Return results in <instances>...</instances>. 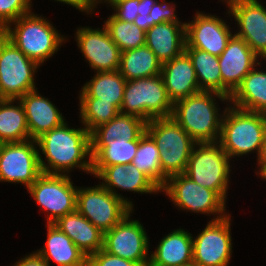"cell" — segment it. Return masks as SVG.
Returning <instances> with one entry per match:
<instances>
[{
  "label": "cell",
  "instance_id": "36",
  "mask_svg": "<svg viewBox=\"0 0 266 266\" xmlns=\"http://www.w3.org/2000/svg\"><path fill=\"white\" fill-rule=\"evenodd\" d=\"M31 0H0V32L19 17L33 11Z\"/></svg>",
  "mask_w": 266,
  "mask_h": 266
},
{
  "label": "cell",
  "instance_id": "4",
  "mask_svg": "<svg viewBox=\"0 0 266 266\" xmlns=\"http://www.w3.org/2000/svg\"><path fill=\"white\" fill-rule=\"evenodd\" d=\"M263 142L260 112L242 110L229 104L222 119L218 143L232 162L252 153L257 155V159Z\"/></svg>",
  "mask_w": 266,
  "mask_h": 266
},
{
  "label": "cell",
  "instance_id": "6",
  "mask_svg": "<svg viewBox=\"0 0 266 266\" xmlns=\"http://www.w3.org/2000/svg\"><path fill=\"white\" fill-rule=\"evenodd\" d=\"M146 132L156 142L162 173L167 177L184 174L196 142L173 119L154 118L146 123Z\"/></svg>",
  "mask_w": 266,
  "mask_h": 266
},
{
  "label": "cell",
  "instance_id": "28",
  "mask_svg": "<svg viewBox=\"0 0 266 266\" xmlns=\"http://www.w3.org/2000/svg\"><path fill=\"white\" fill-rule=\"evenodd\" d=\"M92 73L94 75L83 83L77 98H97V102L114 103L120 109L127 80L118 70Z\"/></svg>",
  "mask_w": 266,
  "mask_h": 266
},
{
  "label": "cell",
  "instance_id": "46",
  "mask_svg": "<svg viewBox=\"0 0 266 266\" xmlns=\"http://www.w3.org/2000/svg\"><path fill=\"white\" fill-rule=\"evenodd\" d=\"M4 98L1 96V94H0V102L3 100Z\"/></svg>",
  "mask_w": 266,
  "mask_h": 266
},
{
  "label": "cell",
  "instance_id": "14",
  "mask_svg": "<svg viewBox=\"0 0 266 266\" xmlns=\"http://www.w3.org/2000/svg\"><path fill=\"white\" fill-rule=\"evenodd\" d=\"M226 14L235 21L234 35L243 39L255 54L266 61V7L259 0H218ZM264 5V6H263ZM228 15V16H227ZM236 30V31H235Z\"/></svg>",
  "mask_w": 266,
  "mask_h": 266
},
{
  "label": "cell",
  "instance_id": "12",
  "mask_svg": "<svg viewBox=\"0 0 266 266\" xmlns=\"http://www.w3.org/2000/svg\"><path fill=\"white\" fill-rule=\"evenodd\" d=\"M134 210L128 213L111 230L103 233V250L124 259L148 266L150 261V238ZM133 218V219H132Z\"/></svg>",
  "mask_w": 266,
  "mask_h": 266
},
{
  "label": "cell",
  "instance_id": "41",
  "mask_svg": "<svg viewBox=\"0 0 266 266\" xmlns=\"http://www.w3.org/2000/svg\"><path fill=\"white\" fill-rule=\"evenodd\" d=\"M20 258L11 266H50L36 251L28 252Z\"/></svg>",
  "mask_w": 266,
  "mask_h": 266
},
{
  "label": "cell",
  "instance_id": "29",
  "mask_svg": "<svg viewBox=\"0 0 266 266\" xmlns=\"http://www.w3.org/2000/svg\"><path fill=\"white\" fill-rule=\"evenodd\" d=\"M30 140L26 115L19 99L0 102V144Z\"/></svg>",
  "mask_w": 266,
  "mask_h": 266
},
{
  "label": "cell",
  "instance_id": "26",
  "mask_svg": "<svg viewBox=\"0 0 266 266\" xmlns=\"http://www.w3.org/2000/svg\"><path fill=\"white\" fill-rule=\"evenodd\" d=\"M260 61L231 94L230 105L242 110L266 111V65Z\"/></svg>",
  "mask_w": 266,
  "mask_h": 266
},
{
  "label": "cell",
  "instance_id": "10",
  "mask_svg": "<svg viewBox=\"0 0 266 266\" xmlns=\"http://www.w3.org/2000/svg\"><path fill=\"white\" fill-rule=\"evenodd\" d=\"M70 175L42 173L27 188L29 197L45 213L46 224L55 223L60 217L76 210L78 186L74 185Z\"/></svg>",
  "mask_w": 266,
  "mask_h": 266
},
{
  "label": "cell",
  "instance_id": "45",
  "mask_svg": "<svg viewBox=\"0 0 266 266\" xmlns=\"http://www.w3.org/2000/svg\"><path fill=\"white\" fill-rule=\"evenodd\" d=\"M260 119L262 122V128L264 132V139H266V111H261L260 112Z\"/></svg>",
  "mask_w": 266,
  "mask_h": 266
},
{
  "label": "cell",
  "instance_id": "44",
  "mask_svg": "<svg viewBox=\"0 0 266 266\" xmlns=\"http://www.w3.org/2000/svg\"><path fill=\"white\" fill-rule=\"evenodd\" d=\"M115 1H119V0H94L93 15L95 14V12H97L99 14V12L96 9H98V8L101 9V7H100L101 5L105 4L106 5L105 7L108 8Z\"/></svg>",
  "mask_w": 266,
  "mask_h": 266
},
{
  "label": "cell",
  "instance_id": "15",
  "mask_svg": "<svg viewBox=\"0 0 266 266\" xmlns=\"http://www.w3.org/2000/svg\"><path fill=\"white\" fill-rule=\"evenodd\" d=\"M41 174L36 140L0 144V183L27 189Z\"/></svg>",
  "mask_w": 266,
  "mask_h": 266
},
{
  "label": "cell",
  "instance_id": "18",
  "mask_svg": "<svg viewBox=\"0 0 266 266\" xmlns=\"http://www.w3.org/2000/svg\"><path fill=\"white\" fill-rule=\"evenodd\" d=\"M95 179L100 180L99 183L105 189L123 200L132 210H135L134 201L121 193L126 191L140 195L161 194V189L132 163L106 166Z\"/></svg>",
  "mask_w": 266,
  "mask_h": 266
},
{
  "label": "cell",
  "instance_id": "38",
  "mask_svg": "<svg viewBox=\"0 0 266 266\" xmlns=\"http://www.w3.org/2000/svg\"><path fill=\"white\" fill-rule=\"evenodd\" d=\"M112 15L120 20L129 22L139 21V0H119L111 4Z\"/></svg>",
  "mask_w": 266,
  "mask_h": 266
},
{
  "label": "cell",
  "instance_id": "23",
  "mask_svg": "<svg viewBox=\"0 0 266 266\" xmlns=\"http://www.w3.org/2000/svg\"><path fill=\"white\" fill-rule=\"evenodd\" d=\"M161 76L169 99L176 101L200 92L198 80L192 61L184 52L162 64Z\"/></svg>",
  "mask_w": 266,
  "mask_h": 266
},
{
  "label": "cell",
  "instance_id": "21",
  "mask_svg": "<svg viewBox=\"0 0 266 266\" xmlns=\"http://www.w3.org/2000/svg\"><path fill=\"white\" fill-rule=\"evenodd\" d=\"M159 240L154 251L150 250L148 266H188L193 264L192 233L187 228L172 229Z\"/></svg>",
  "mask_w": 266,
  "mask_h": 266
},
{
  "label": "cell",
  "instance_id": "43",
  "mask_svg": "<svg viewBox=\"0 0 266 266\" xmlns=\"http://www.w3.org/2000/svg\"><path fill=\"white\" fill-rule=\"evenodd\" d=\"M157 0H139V22L143 23Z\"/></svg>",
  "mask_w": 266,
  "mask_h": 266
},
{
  "label": "cell",
  "instance_id": "17",
  "mask_svg": "<svg viewBox=\"0 0 266 266\" xmlns=\"http://www.w3.org/2000/svg\"><path fill=\"white\" fill-rule=\"evenodd\" d=\"M221 18L216 13H205L197 10L192 20L185 22L186 46L206 51L219 56L234 35L231 22Z\"/></svg>",
  "mask_w": 266,
  "mask_h": 266
},
{
  "label": "cell",
  "instance_id": "33",
  "mask_svg": "<svg viewBox=\"0 0 266 266\" xmlns=\"http://www.w3.org/2000/svg\"><path fill=\"white\" fill-rule=\"evenodd\" d=\"M159 153L156 142L145 132L139 139L138 149L132 164L162 189L168 178L162 173Z\"/></svg>",
  "mask_w": 266,
  "mask_h": 266
},
{
  "label": "cell",
  "instance_id": "30",
  "mask_svg": "<svg viewBox=\"0 0 266 266\" xmlns=\"http://www.w3.org/2000/svg\"><path fill=\"white\" fill-rule=\"evenodd\" d=\"M162 63L146 45L121 52L119 72L128 81L161 74Z\"/></svg>",
  "mask_w": 266,
  "mask_h": 266
},
{
  "label": "cell",
  "instance_id": "5",
  "mask_svg": "<svg viewBox=\"0 0 266 266\" xmlns=\"http://www.w3.org/2000/svg\"><path fill=\"white\" fill-rule=\"evenodd\" d=\"M231 161L218 142L196 143L184 174L200 186L216 191L227 202L234 168Z\"/></svg>",
  "mask_w": 266,
  "mask_h": 266
},
{
  "label": "cell",
  "instance_id": "31",
  "mask_svg": "<svg viewBox=\"0 0 266 266\" xmlns=\"http://www.w3.org/2000/svg\"><path fill=\"white\" fill-rule=\"evenodd\" d=\"M192 61L200 91L222 94V77L218 56L196 48H185Z\"/></svg>",
  "mask_w": 266,
  "mask_h": 266
},
{
  "label": "cell",
  "instance_id": "2",
  "mask_svg": "<svg viewBox=\"0 0 266 266\" xmlns=\"http://www.w3.org/2000/svg\"><path fill=\"white\" fill-rule=\"evenodd\" d=\"M219 101L225 104L223 109ZM229 104V98L220 93L200 91L176 101L172 117L196 143L218 142Z\"/></svg>",
  "mask_w": 266,
  "mask_h": 266
},
{
  "label": "cell",
  "instance_id": "9",
  "mask_svg": "<svg viewBox=\"0 0 266 266\" xmlns=\"http://www.w3.org/2000/svg\"><path fill=\"white\" fill-rule=\"evenodd\" d=\"M40 68L0 32V94L4 99H19L38 89L36 74Z\"/></svg>",
  "mask_w": 266,
  "mask_h": 266
},
{
  "label": "cell",
  "instance_id": "39",
  "mask_svg": "<svg viewBox=\"0 0 266 266\" xmlns=\"http://www.w3.org/2000/svg\"><path fill=\"white\" fill-rule=\"evenodd\" d=\"M87 266H140L137 262L112 255L101 249L88 257Z\"/></svg>",
  "mask_w": 266,
  "mask_h": 266
},
{
  "label": "cell",
  "instance_id": "42",
  "mask_svg": "<svg viewBox=\"0 0 266 266\" xmlns=\"http://www.w3.org/2000/svg\"><path fill=\"white\" fill-rule=\"evenodd\" d=\"M256 161V166L255 167V172L257 177L260 178L261 180L266 181V139H264V142L261 146L260 153L257 157Z\"/></svg>",
  "mask_w": 266,
  "mask_h": 266
},
{
  "label": "cell",
  "instance_id": "20",
  "mask_svg": "<svg viewBox=\"0 0 266 266\" xmlns=\"http://www.w3.org/2000/svg\"><path fill=\"white\" fill-rule=\"evenodd\" d=\"M19 100L25 111L32 140H36L44 133L67 121L58 107L47 96L40 94L39 89L27 92Z\"/></svg>",
  "mask_w": 266,
  "mask_h": 266
},
{
  "label": "cell",
  "instance_id": "24",
  "mask_svg": "<svg viewBox=\"0 0 266 266\" xmlns=\"http://www.w3.org/2000/svg\"><path fill=\"white\" fill-rule=\"evenodd\" d=\"M44 246L35 250L50 266H87V256L55 224H46ZM51 260V261H50Z\"/></svg>",
  "mask_w": 266,
  "mask_h": 266
},
{
  "label": "cell",
  "instance_id": "1",
  "mask_svg": "<svg viewBox=\"0 0 266 266\" xmlns=\"http://www.w3.org/2000/svg\"><path fill=\"white\" fill-rule=\"evenodd\" d=\"M36 143L42 173L71 176L79 169L92 176L91 136L81 123L75 128L65 121L37 138Z\"/></svg>",
  "mask_w": 266,
  "mask_h": 266
},
{
  "label": "cell",
  "instance_id": "27",
  "mask_svg": "<svg viewBox=\"0 0 266 266\" xmlns=\"http://www.w3.org/2000/svg\"><path fill=\"white\" fill-rule=\"evenodd\" d=\"M53 224L64 232L87 258L103 249V232L77 210L60 217Z\"/></svg>",
  "mask_w": 266,
  "mask_h": 266
},
{
  "label": "cell",
  "instance_id": "7",
  "mask_svg": "<svg viewBox=\"0 0 266 266\" xmlns=\"http://www.w3.org/2000/svg\"><path fill=\"white\" fill-rule=\"evenodd\" d=\"M161 194L167 196L178 211L203 214L209 216L210 221L230 214L227 202L216 191L200 186L185 174L169 177Z\"/></svg>",
  "mask_w": 266,
  "mask_h": 266
},
{
  "label": "cell",
  "instance_id": "32",
  "mask_svg": "<svg viewBox=\"0 0 266 266\" xmlns=\"http://www.w3.org/2000/svg\"><path fill=\"white\" fill-rule=\"evenodd\" d=\"M103 26L121 52L145 45L146 27L141 22H129L107 16Z\"/></svg>",
  "mask_w": 266,
  "mask_h": 266
},
{
  "label": "cell",
  "instance_id": "8",
  "mask_svg": "<svg viewBox=\"0 0 266 266\" xmlns=\"http://www.w3.org/2000/svg\"><path fill=\"white\" fill-rule=\"evenodd\" d=\"M169 99L161 74L126 82L120 113L132 115L146 123L154 118L171 117Z\"/></svg>",
  "mask_w": 266,
  "mask_h": 266
},
{
  "label": "cell",
  "instance_id": "40",
  "mask_svg": "<svg viewBox=\"0 0 266 266\" xmlns=\"http://www.w3.org/2000/svg\"><path fill=\"white\" fill-rule=\"evenodd\" d=\"M34 0H31L33 4ZM55 3H63V5H67V7L71 6L73 9L75 8L77 11H80L81 13H84L83 15H87L89 17H92L93 15V9H94V0H51Z\"/></svg>",
  "mask_w": 266,
  "mask_h": 266
},
{
  "label": "cell",
  "instance_id": "35",
  "mask_svg": "<svg viewBox=\"0 0 266 266\" xmlns=\"http://www.w3.org/2000/svg\"><path fill=\"white\" fill-rule=\"evenodd\" d=\"M78 100L79 123L89 133L120 113V109L114 103L97 102V98H78Z\"/></svg>",
  "mask_w": 266,
  "mask_h": 266
},
{
  "label": "cell",
  "instance_id": "22",
  "mask_svg": "<svg viewBox=\"0 0 266 266\" xmlns=\"http://www.w3.org/2000/svg\"><path fill=\"white\" fill-rule=\"evenodd\" d=\"M145 45L163 64L185 52V22H163L146 28Z\"/></svg>",
  "mask_w": 266,
  "mask_h": 266
},
{
  "label": "cell",
  "instance_id": "25",
  "mask_svg": "<svg viewBox=\"0 0 266 266\" xmlns=\"http://www.w3.org/2000/svg\"><path fill=\"white\" fill-rule=\"evenodd\" d=\"M146 132V122L132 115L119 113L108 123L102 124L91 133V155L107 142L139 141Z\"/></svg>",
  "mask_w": 266,
  "mask_h": 266
},
{
  "label": "cell",
  "instance_id": "16",
  "mask_svg": "<svg viewBox=\"0 0 266 266\" xmlns=\"http://www.w3.org/2000/svg\"><path fill=\"white\" fill-rule=\"evenodd\" d=\"M76 46L91 71H117L120 66L121 51L112 41L106 28L78 26L74 31Z\"/></svg>",
  "mask_w": 266,
  "mask_h": 266
},
{
  "label": "cell",
  "instance_id": "34",
  "mask_svg": "<svg viewBox=\"0 0 266 266\" xmlns=\"http://www.w3.org/2000/svg\"><path fill=\"white\" fill-rule=\"evenodd\" d=\"M139 141L107 142L92 156V175L96 177L106 166L132 163Z\"/></svg>",
  "mask_w": 266,
  "mask_h": 266
},
{
  "label": "cell",
  "instance_id": "11",
  "mask_svg": "<svg viewBox=\"0 0 266 266\" xmlns=\"http://www.w3.org/2000/svg\"><path fill=\"white\" fill-rule=\"evenodd\" d=\"M76 210L105 233L117 225L132 209L100 183L78 186Z\"/></svg>",
  "mask_w": 266,
  "mask_h": 266
},
{
  "label": "cell",
  "instance_id": "13",
  "mask_svg": "<svg viewBox=\"0 0 266 266\" xmlns=\"http://www.w3.org/2000/svg\"><path fill=\"white\" fill-rule=\"evenodd\" d=\"M232 214L208 221L200 233L192 235L193 264L197 266H229L233 256Z\"/></svg>",
  "mask_w": 266,
  "mask_h": 266
},
{
  "label": "cell",
  "instance_id": "37",
  "mask_svg": "<svg viewBox=\"0 0 266 266\" xmlns=\"http://www.w3.org/2000/svg\"><path fill=\"white\" fill-rule=\"evenodd\" d=\"M176 9L177 7L174 1L157 0L143 22V25L147 28L163 22H183L176 14L178 13Z\"/></svg>",
  "mask_w": 266,
  "mask_h": 266
},
{
  "label": "cell",
  "instance_id": "19",
  "mask_svg": "<svg viewBox=\"0 0 266 266\" xmlns=\"http://www.w3.org/2000/svg\"><path fill=\"white\" fill-rule=\"evenodd\" d=\"M222 77V95L230 98L244 77L261 61L241 38L233 35L218 56Z\"/></svg>",
  "mask_w": 266,
  "mask_h": 266
},
{
  "label": "cell",
  "instance_id": "3",
  "mask_svg": "<svg viewBox=\"0 0 266 266\" xmlns=\"http://www.w3.org/2000/svg\"><path fill=\"white\" fill-rule=\"evenodd\" d=\"M34 12L35 10L19 17L2 33L28 58L42 67L60 51L65 42L68 43L69 36L57 30L49 18Z\"/></svg>",
  "mask_w": 266,
  "mask_h": 266
}]
</instances>
